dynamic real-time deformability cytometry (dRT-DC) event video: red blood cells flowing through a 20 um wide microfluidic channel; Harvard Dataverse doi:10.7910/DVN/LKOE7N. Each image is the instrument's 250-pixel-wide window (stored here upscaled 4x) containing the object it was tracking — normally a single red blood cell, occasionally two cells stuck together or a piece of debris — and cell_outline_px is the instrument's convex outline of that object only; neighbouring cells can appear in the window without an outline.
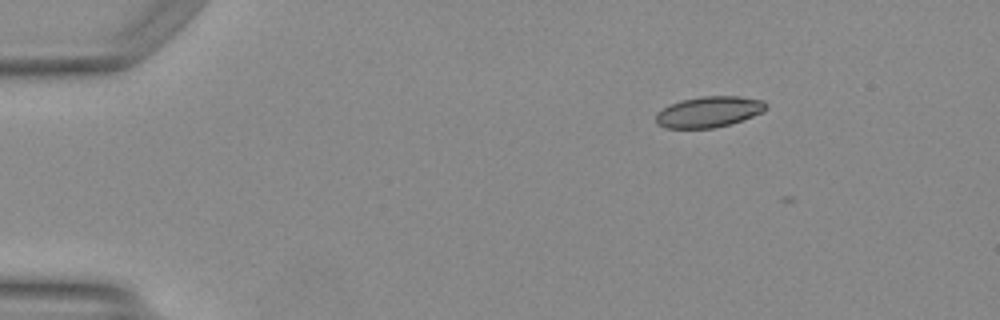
{"species": "Egyptian fruit bat (a non-hibernating species)", "species_latin": "Rousettus aegyptiacus", "temperature_condition": "warm", "stored_images_in_passage": 6, "camera_frame_rate_fps": 3000, "um_per_image_px": 0.085, "animal": {"sex": "female"}, "frame": {"image": 1, "passage_image": 2, "time_ms": 0.333, "image_size_px": [1000, 320], "cell_outline_px": [[768, 108], [764, 112], [728, 124], [712, 128], [668, 128], [656, 124], [656, 112], [680, 100], [700, 96], [740, 96], [764, 100], [768, 104]], "centroid_in_image_um": [60.28, 9.49], "position_along_channel_um": 24.7, "area_um2": 19.83}}